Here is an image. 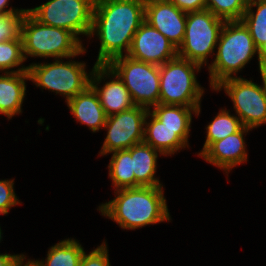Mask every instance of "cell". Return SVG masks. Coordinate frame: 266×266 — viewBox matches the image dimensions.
I'll return each instance as SVG.
<instances>
[{
    "instance_id": "obj_29",
    "label": "cell",
    "mask_w": 266,
    "mask_h": 266,
    "mask_svg": "<svg viewBox=\"0 0 266 266\" xmlns=\"http://www.w3.org/2000/svg\"><path fill=\"white\" fill-rule=\"evenodd\" d=\"M106 242L92 250L89 254L83 253L80 266H110Z\"/></svg>"
},
{
    "instance_id": "obj_9",
    "label": "cell",
    "mask_w": 266,
    "mask_h": 266,
    "mask_svg": "<svg viewBox=\"0 0 266 266\" xmlns=\"http://www.w3.org/2000/svg\"><path fill=\"white\" fill-rule=\"evenodd\" d=\"M95 0H49L28 12L41 24L63 28L78 35L88 36L93 21Z\"/></svg>"
},
{
    "instance_id": "obj_19",
    "label": "cell",
    "mask_w": 266,
    "mask_h": 266,
    "mask_svg": "<svg viewBox=\"0 0 266 266\" xmlns=\"http://www.w3.org/2000/svg\"><path fill=\"white\" fill-rule=\"evenodd\" d=\"M158 152L149 144L141 142L131 147L132 172L135 175V187L163 186L155 178Z\"/></svg>"
},
{
    "instance_id": "obj_33",
    "label": "cell",
    "mask_w": 266,
    "mask_h": 266,
    "mask_svg": "<svg viewBox=\"0 0 266 266\" xmlns=\"http://www.w3.org/2000/svg\"><path fill=\"white\" fill-rule=\"evenodd\" d=\"M26 259V256L23 254H20V256L15 260V262L11 266H39L37 260H29L27 262H24Z\"/></svg>"
},
{
    "instance_id": "obj_32",
    "label": "cell",
    "mask_w": 266,
    "mask_h": 266,
    "mask_svg": "<svg viewBox=\"0 0 266 266\" xmlns=\"http://www.w3.org/2000/svg\"><path fill=\"white\" fill-rule=\"evenodd\" d=\"M19 256V254H0V266H11Z\"/></svg>"
},
{
    "instance_id": "obj_8",
    "label": "cell",
    "mask_w": 266,
    "mask_h": 266,
    "mask_svg": "<svg viewBox=\"0 0 266 266\" xmlns=\"http://www.w3.org/2000/svg\"><path fill=\"white\" fill-rule=\"evenodd\" d=\"M224 23L208 9L187 13L184 39L177 49L178 57L200 66L207 65L208 56H214Z\"/></svg>"
},
{
    "instance_id": "obj_18",
    "label": "cell",
    "mask_w": 266,
    "mask_h": 266,
    "mask_svg": "<svg viewBox=\"0 0 266 266\" xmlns=\"http://www.w3.org/2000/svg\"><path fill=\"white\" fill-rule=\"evenodd\" d=\"M26 80H30L28 71L0 75V114L6 115L8 120L22 113Z\"/></svg>"
},
{
    "instance_id": "obj_31",
    "label": "cell",
    "mask_w": 266,
    "mask_h": 266,
    "mask_svg": "<svg viewBox=\"0 0 266 266\" xmlns=\"http://www.w3.org/2000/svg\"><path fill=\"white\" fill-rule=\"evenodd\" d=\"M258 62L260 74L266 71V41L258 48Z\"/></svg>"
},
{
    "instance_id": "obj_34",
    "label": "cell",
    "mask_w": 266,
    "mask_h": 266,
    "mask_svg": "<svg viewBox=\"0 0 266 266\" xmlns=\"http://www.w3.org/2000/svg\"><path fill=\"white\" fill-rule=\"evenodd\" d=\"M10 0H0V15H6L9 13H14V12H18V11H28V9H14V8H10V9H6V7L9 6L8 2Z\"/></svg>"
},
{
    "instance_id": "obj_4",
    "label": "cell",
    "mask_w": 266,
    "mask_h": 266,
    "mask_svg": "<svg viewBox=\"0 0 266 266\" xmlns=\"http://www.w3.org/2000/svg\"><path fill=\"white\" fill-rule=\"evenodd\" d=\"M23 55L29 57L74 58L86 52L83 43L72 32L41 24L28 11L21 29Z\"/></svg>"
},
{
    "instance_id": "obj_23",
    "label": "cell",
    "mask_w": 266,
    "mask_h": 266,
    "mask_svg": "<svg viewBox=\"0 0 266 266\" xmlns=\"http://www.w3.org/2000/svg\"><path fill=\"white\" fill-rule=\"evenodd\" d=\"M150 111L164 126L169 128H190L192 114H200V107H185L181 105H165L159 103Z\"/></svg>"
},
{
    "instance_id": "obj_16",
    "label": "cell",
    "mask_w": 266,
    "mask_h": 266,
    "mask_svg": "<svg viewBox=\"0 0 266 266\" xmlns=\"http://www.w3.org/2000/svg\"><path fill=\"white\" fill-rule=\"evenodd\" d=\"M148 118L151 120L148 121ZM189 133L190 128L164 126L149 110L144 124L143 142L159 151L160 155L169 156L189 146Z\"/></svg>"
},
{
    "instance_id": "obj_11",
    "label": "cell",
    "mask_w": 266,
    "mask_h": 266,
    "mask_svg": "<svg viewBox=\"0 0 266 266\" xmlns=\"http://www.w3.org/2000/svg\"><path fill=\"white\" fill-rule=\"evenodd\" d=\"M148 111L145 107L135 105L128 110L108 116L103 127L107 129V135L99 152L100 156L129 149L143 142Z\"/></svg>"
},
{
    "instance_id": "obj_10",
    "label": "cell",
    "mask_w": 266,
    "mask_h": 266,
    "mask_svg": "<svg viewBox=\"0 0 266 266\" xmlns=\"http://www.w3.org/2000/svg\"><path fill=\"white\" fill-rule=\"evenodd\" d=\"M261 79L262 86L237 76L223 80L214 88L224 89L241 123L250 129L266 124V71L261 73Z\"/></svg>"
},
{
    "instance_id": "obj_13",
    "label": "cell",
    "mask_w": 266,
    "mask_h": 266,
    "mask_svg": "<svg viewBox=\"0 0 266 266\" xmlns=\"http://www.w3.org/2000/svg\"><path fill=\"white\" fill-rule=\"evenodd\" d=\"M105 77L110 80L105 82L103 87H98L102 79L105 81ZM90 86L96 92L107 117L135 106L123 81L107 65L94 64L90 77Z\"/></svg>"
},
{
    "instance_id": "obj_1",
    "label": "cell",
    "mask_w": 266,
    "mask_h": 266,
    "mask_svg": "<svg viewBox=\"0 0 266 266\" xmlns=\"http://www.w3.org/2000/svg\"><path fill=\"white\" fill-rule=\"evenodd\" d=\"M145 21V0H95L89 37L100 40L97 65L127 55L133 37ZM125 52V54L123 53Z\"/></svg>"
},
{
    "instance_id": "obj_28",
    "label": "cell",
    "mask_w": 266,
    "mask_h": 266,
    "mask_svg": "<svg viewBox=\"0 0 266 266\" xmlns=\"http://www.w3.org/2000/svg\"><path fill=\"white\" fill-rule=\"evenodd\" d=\"M13 185L14 179L0 180V214L7 215L11 207L20 204Z\"/></svg>"
},
{
    "instance_id": "obj_35",
    "label": "cell",
    "mask_w": 266,
    "mask_h": 266,
    "mask_svg": "<svg viewBox=\"0 0 266 266\" xmlns=\"http://www.w3.org/2000/svg\"><path fill=\"white\" fill-rule=\"evenodd\" d=\"M2 230H1V228H0V241H1V239H2Z\"/></svg>"
},
{
    "instance_id": "obj_2",
    "label": "cell",
    "mask_w": 266,
    "mask_h": 266,
    "mask_svg": "<svg viewBox=\"0 0 266 266\" xmlns=\"http://www.w3.org/2000/svg\"><path fill=\"white\" fill-rule=\"evenodd\" d=\"M115 191V198L100 205L98 210L122 229L134 230L171 220L162 186H139Z\"/></svg>"
},
{
    "instance_id": "obj_6",
    "label": "cell",
    "mask_w": 266,
    "mask_h": 266,
    "mask_svg": "<svg viewBox=\"0 0 266 266\" xmlns=\"http://www.w3.org/2000/svg\"><path fill=\"white\" fill-rule=\"evenodd\" d=\"M52 63L28 65L29 77L39 88H44L66 98V103L90 85L92 71L86 73L82 62L54 59Z\"/></svg>"
},
{
    "instance_id": "obj_24",
    "label": "cell",
    "mask_w": 266,
    "mask_h": 266,
    "mask_svg": "<svg viewBox=\"0 0 266 266\" xmlns=\"http://www.w3.org/2000/svg\"><path fill=\"white\" fill-rule=\"evenodd\" d=\"M253 7H257L256 11H253ZM241 21L248 28L258 49L266 41V0H249Z\"/></svg>"
},
{
    "instance_id": "obj_15",
    "label": "cell",
    "mask_w": 266,
    "mask_h": 266,
    "mask_svg": "<svg viewBox=\"0 0 266 266\" xmlns=\"http://www.w3.org/2000/svg\"><path fill=\"white\" fill-rule=\"evenodd\" d=\"M252 129L243 126L238 132L214 142L200 157L224 170L227 175L234 167L247 162L244 135Z\"/></svg>"
},
{
    "instance_id": "obj_26",
    "label": "cell",
    "mask_w": 266,
    "mask_h": 266,
    "mask_svg": "<svg viewBox=\"0 0 266 266\" xmlns=\"http://www.w3.org/2000/svg\"><path fill=\"white\" fill-rule=\"evenodd\" d=\"M249 0H206V9L224 21H240Z\"/></svg>"
},
{
    "instance_id": "obj_25",
    "label": "cell",
    "mask_w": 266,
    "mask_h": 266,
    "mask_svg": "<svg viewBox=\"0 0 266 266\" xmlns=\"http://www.w3.org/2000/svg\"><path fill=\"white\" fill-rule=\"evenodd\" d=\"M24 61L26 60L23 55L22 40L0 42V71H3V74L28 71V66L24 65L12 70L14 67L21 66Z\"/></svg>"
},
{
    "instance_id": "obj_5",
    "label": "cell",
    "mask_w": 266,
    "mask_h": 266,
    "mask_svg": "<svg viewBox=\"0 0 266 266\" xmlns=\"http://www.w3.org/2000/svg\"><path fill=\"white\" fill-rule=\"evenodd\" d=\"M201 67L197 63L178 56L160 65L159 103L201 107L204 88L197 82L195 73L199 72Z\"/></svg>"
},
{
    "instance_id": "obj_30",
    "label": "cell",
    "mask_w": 266,
    "mask_h": 266,
    "mask_svg": "<svg viewBox=\"0 0 266 266\" xmlns=\"http://www.w3.org/2000/svg\"><path fill=\"white\" fill-rule=\"evenodd\" d=\"M185 13L206 9V0H170Z\"/></svg>"
},
{
    "instance_id": "obj_21",
    "label": "cell",
    "mask_w": 266,
    "mask_h": 266,
    "mask_svg": "<svg viewBox=\"0 0 266 266\" xmlns=\"http://www.w3.org/2000/svg\"><path fill=\"white\" fill-rule=\"evenodd\" d=\"M242 127L243 124L238 116L231 115L230 110L221 109L206 127V140L198 156H201L214 142L238 132Z\"/></svg>"
},
{
    "instance_id": "obj_22",
    "label": "cell",
    "mask_w": 266,
    "mask_h": 266,
    "mask_svg": "<svg viewBox=\"0 0 266 266\" xmlns=\"http://www.w3.org/2000/svg\"><path fill=\"white\" fill-rule=\"evenodd\" d=\"M108 169L112 186L117 189L135 187V175L132 172L131 148L112 152Z\"/></svg>"
},
{
    "instance_id": "obj_14",
    "label": "cell",
    "mask_w": 266,
    "mask_h": 266,
    "mask_svg": "<svg viewBox=\"0 0 266 266\" xmlns=\"http://www.w3.org/2000/svg\"><path fill=\"white\" fill-rule=\"evenodd\" d=\"M187 13L170 0H145V21L162 33L177 49L185 35Z\"/></svg>"
},
{
    "instance_id": "obj_7",
    "label": "cell",
    "mask_w": 266,
    "mask_h": 266,
    "mask_svg": "<svg viewBox=\"0 0 266 266\" xmlns=\"http://www.w3.org/2000/svg\"><path fill=\"white\" fill-rule=\"evenodd\" d=\"M107 66L118 75L129 90L135 105L152 110L159 104V66L135 60L127 55L112 59Z\"/></svg>"
},
{
    "instance_id": "obj_17",
    "label": "cell",
    "mask_w": 266,
    "mask_h": 266,
    "mask_svg": "<svg viewBox=\"0 0 266 266\" xmlns=\"http://www.w3.org/2000/svg\"><path fill=\"white\" fill-rule=\"evenodd\" d=\"M71 114L81 124L87 125L92 132L103 129L106 114L94 89L89 85L83 92L67 102Z\"/></svg>"
},
{
    "instance_id": "obj_27",
    "label": "cell",
    "mask_w": 266,
    "mask_h": 266,
    "mask_svg": "<svg viewBox=\"0 0 266 266\" xmlns=\"http://www.w3.org/2000/svg\"><path fill=\"white\" fill-rule=\"evenodd\" d=\"M27 11H18L0 15V42L22 40L21 29Z\"/></svg>"
},
{
    "instance_id": "obj_12",
    "label": "cell",
    "mask_w": 266,
    "mask_h": 266,
    "mask_svg": "<svg viewBox=\"0 0 266 266\" xmlns=\"http://www.w3.org/2000/svg\"><path fill=\"white\" fill-rule=\"evenodd\" d=\"M127 56L160 66L176 58L178 53L177 48L162 33L144 21L133 37Z\"/></svg>"
},
{
    "instance_id": "obj_3",
    "label": "cell",
    "mask_w": 266,
    "mask_h": 266,
    "mask_svg": "<svg viewBox=\"0 0 266 266\" xmlns=\"http://www.w3.org/2000/svg\"><path fill=\"white\" fill-rule=\"evenodd\" d=\"M214 61L208 66L212 90L236 74L258 54L248 28L240 21H225L217 43ZM233 75V76H232Z\"/></svg>"
},
{
    "instance_id": "obj_20",
    "label": "cell",
    "mask_w": 266,
    "mask_h": 266,
    "mask_svg": "<svg viewBox=\"0 0 266 266\" xmlns=\"http://www.w3.org/2000/svg\"><path fill=\"white\" fill-rule=\"evenodd\" d=\"M84 248L74 238L64 239L51 246L45 261L37 260L39 266H80Z\"/></svg>"
}]
</instances>
